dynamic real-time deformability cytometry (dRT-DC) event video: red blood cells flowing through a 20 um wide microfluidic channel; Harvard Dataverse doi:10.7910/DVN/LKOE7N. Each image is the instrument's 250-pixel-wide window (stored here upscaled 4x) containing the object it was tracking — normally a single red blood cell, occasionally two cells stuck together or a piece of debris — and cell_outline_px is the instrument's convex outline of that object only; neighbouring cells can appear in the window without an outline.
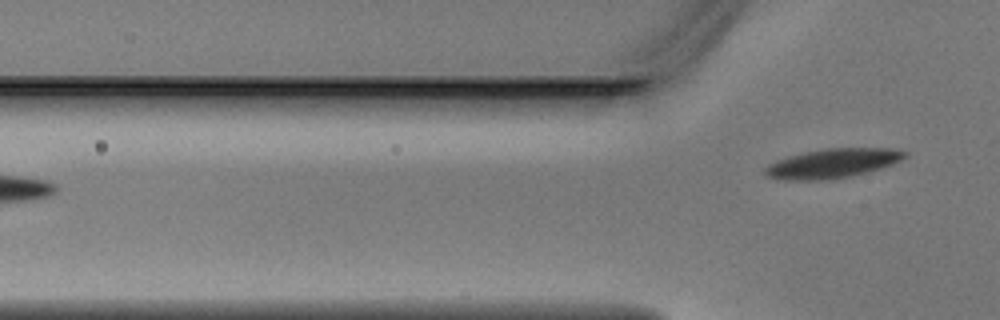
{"species": "Egyptian fruit bat (a non-hibernating species)", "species_latin": "Rousettus aegyptiacus", "temperature_condition": "warm", "stored_images_in_passage": 2, "camera_frame_rate_fps": 3000, "um_per_image_px": 0.085, "animal": {"sex": "male"}, "frame": {"image": 1, "passage_image": 2, "time_ms": 0.333, "image_size_px": [1000, 320], "cell_outline_px": [[908, 156], [892, 164], [880, 168], [852, 176], [832, 180], [784, 180], [768, 176], [764, 172], [764, 168], [768, 164], [776, 160], [804, 152], [824, 148], [888, 148], [908, 152]], "centroid_in_image_um": [70.76, 13.89], "position_along_channel_um": 55.0, "area_um2": 23.93}}